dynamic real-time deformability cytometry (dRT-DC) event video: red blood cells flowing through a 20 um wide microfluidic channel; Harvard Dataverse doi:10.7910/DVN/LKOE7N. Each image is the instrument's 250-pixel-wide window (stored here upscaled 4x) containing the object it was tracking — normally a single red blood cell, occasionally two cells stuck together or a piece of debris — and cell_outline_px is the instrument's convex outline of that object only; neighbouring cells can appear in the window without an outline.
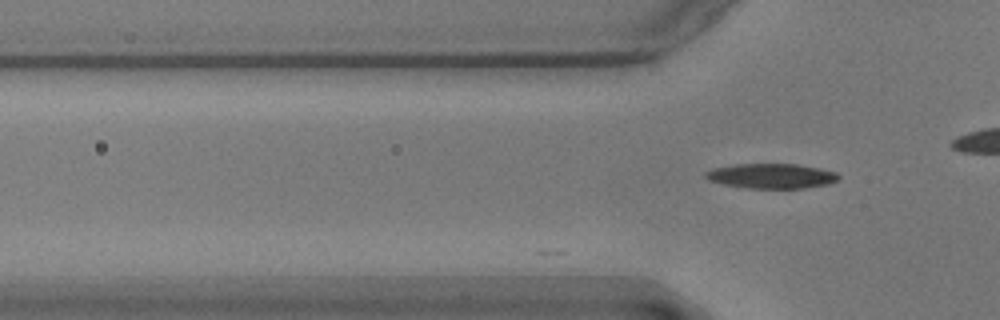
{"species": "common noctule bat (a hibernating species)", "species_latin": "Nyctalus noctula", "temperature_condition": "warm", "stored_images_in_passage": 12, "camera_frame_rate_fps": 3000, "um_per_image_px": 0.085, "animal": {"sex": "male", "body_mass_g": 17.9}, "frame": {"image": 1, "passage_image": 12, "time_ms": 3.667, "image_size_px": [1000, 320], "cell_outline_px": [[840, 180], [828, 184], [804, 188], [744, 188], [724, 184], [708, 180], [704, 176], [704, 172], [712, 168], [732, 164], [796, 164], [820, 168], [836, 172], [840, 176]], "centroid_in_image_um": [65.56, 14.95], "position_along_channel_um": 60.2, "area_um2": 19.48}}